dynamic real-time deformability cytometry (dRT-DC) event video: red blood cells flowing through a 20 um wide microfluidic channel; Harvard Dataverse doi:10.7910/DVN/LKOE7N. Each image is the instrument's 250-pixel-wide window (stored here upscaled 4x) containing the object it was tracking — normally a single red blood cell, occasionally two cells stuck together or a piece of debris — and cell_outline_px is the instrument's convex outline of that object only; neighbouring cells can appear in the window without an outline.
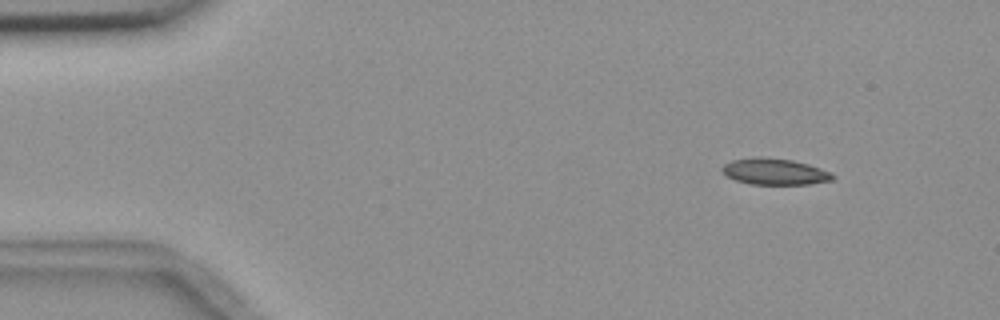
{"species": "common noctule bat (a hibernating species)", "species_latin": "Nyctalus noctula", "temperature_condition": "room temperature", "stored_images_in_passage": 7, "camera_frame_rate_fps": 3000, "um_per_image_px": 0.085, "animal": {"sex": "female", "body_mass_g": 18.4}, "frame": {"image": 1, "passage_image": 2, "time_ms": 1.0, "image_size_px": [1000, 320], "cell_outline_px": [[836, 176], [832, 180], [808, 184], [752, 184], [736, 180], [728, 176], [720, 168], [724, 164], [732, 160], [756, 156], [760, 156], [792, 160], [808, 164], [820, 168]], "centroid_in_image_um": [65.83, 14.57], "position_along_channel_um": 19.2, "area_um2": 16.82}}
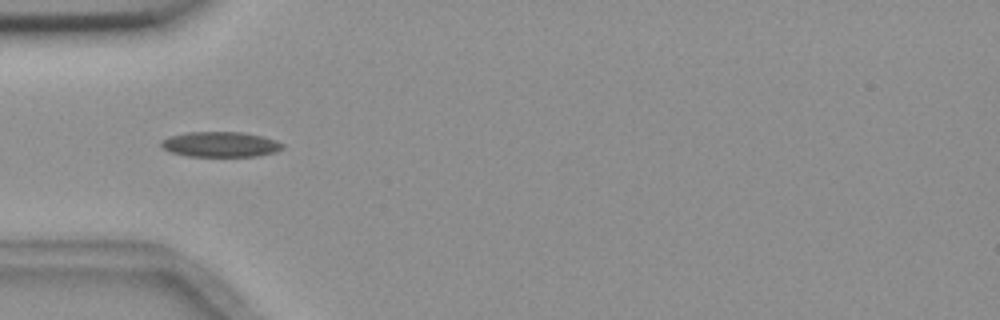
{"frame": {"image": 2, "passage_image": 5, "time_ms": 4.667, "image_size_px": [1000, 320], "cell_outline_px": [[284, 148], [276, 152], [256, 156], [188, 156], [168, 152], [160, 144], [160, 140], [168, 136], [184, 132], [244, 132], [264, 136], [276, 140], [284, 144]], "centroid_in_image_um": [18.73, 12.26], "position_along_channel_um": 66.3, "area_um2": 18.15}}
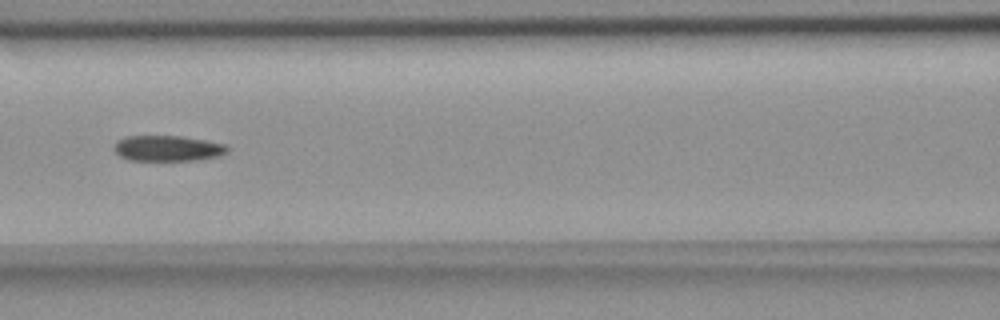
{"frame": {"image": 3, "passage_image": 7, "time_ms": 7.0, "image_size_px": [1000, 320], "cell_outline_px": [[228, 152], [216, 156], [196, 160], [128, 160], [120, 156], [112, 148], [120, 140], [128, 136], [180, 136], [204, 140], [224, 144], [228, 148]], "centroid_in_image_um": [14.24, 12.61], "position_along_channel_um": 152.4, "area_um2": 16.65}}